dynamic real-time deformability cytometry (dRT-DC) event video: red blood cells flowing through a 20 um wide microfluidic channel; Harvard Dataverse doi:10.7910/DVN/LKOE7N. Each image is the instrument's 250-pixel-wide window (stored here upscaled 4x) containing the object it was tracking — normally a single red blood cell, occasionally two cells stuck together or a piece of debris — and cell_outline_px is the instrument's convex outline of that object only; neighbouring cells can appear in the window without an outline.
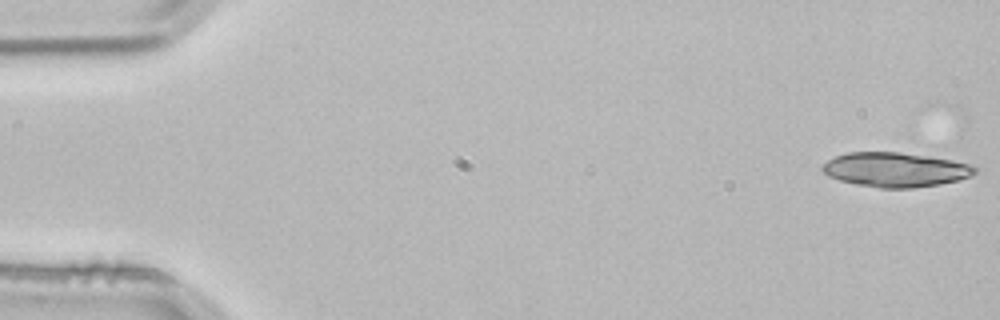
{"species": "common noctule bat (a hibernating species)", "species_latin": "Nyctalus noctula", "temperature_condition": "room temperature", "stored_images_in_passage": 5, "camera_frame_rate_fps": 3000, "um_per_image_px": 0.085, "animal": {"sex": "male", "body_mass_g": 21.5, "forearm_length_mm": 52.0}, "frame": {"image": 1, "passage_image": 1, "time_ms": 0.0, "image_size_px": [1000, 320], "cell_outline_px": [[976, 172], [968, 176], [956, 180], [940, 184], [912, 188], [880, 188], [856, 184], [840, 180], [828, 176], [820, 168], [828, 160], [836, 156], [848, 152], [900, 152], [928, 156], [952, 160], [968, 164], [976, 168]], "centroid_in_image_um": [76.07, 14.42], "position_along_channel_um": 8.9, "area_um2": 30.35}}